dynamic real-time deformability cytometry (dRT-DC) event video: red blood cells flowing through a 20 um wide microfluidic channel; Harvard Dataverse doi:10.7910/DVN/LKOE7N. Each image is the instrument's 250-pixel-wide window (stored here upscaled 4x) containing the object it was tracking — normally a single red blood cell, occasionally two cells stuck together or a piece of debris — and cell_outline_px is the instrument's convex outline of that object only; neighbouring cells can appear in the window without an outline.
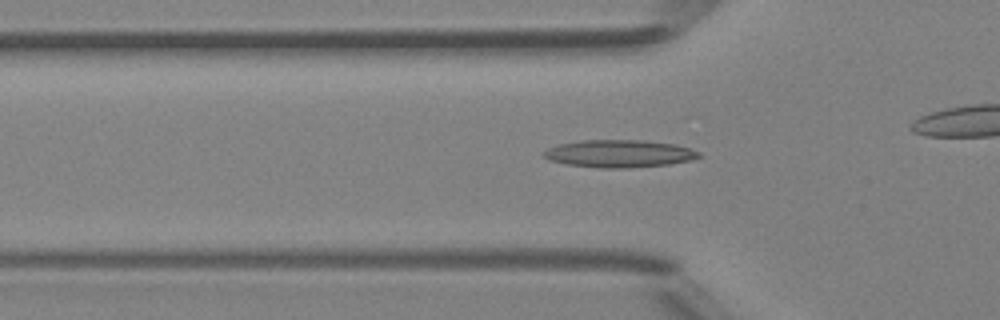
{"species": "Egyptian fruit bat (a non-hibernating species)", "species_latin": "Rousettus aegyptiacus", "temperature_condition": "room temperature", "stored_images_in_passage": 39, "camera_frame_rate_fps": 3000, "um_per_image_px": 0.085, "animal": {"sex": "female"}, "frame": {"image": 1, "passage_image": 16, "time_ms": 5.0, "image_size_px": [1000, 320], "cell_outline_px": [[704, 156], [688, 160], [668, 164], [628, 168], [600, 168], [568, 164], [548, 160], [540, 152], [548, 148], [560, 144], [580, 140], [644, 140], [676, 144], [700, 152]], "centroid_in_image_um": [52.62, 13.05], "position_along_channel_um": 73.2, "area_um2": 24.91}}
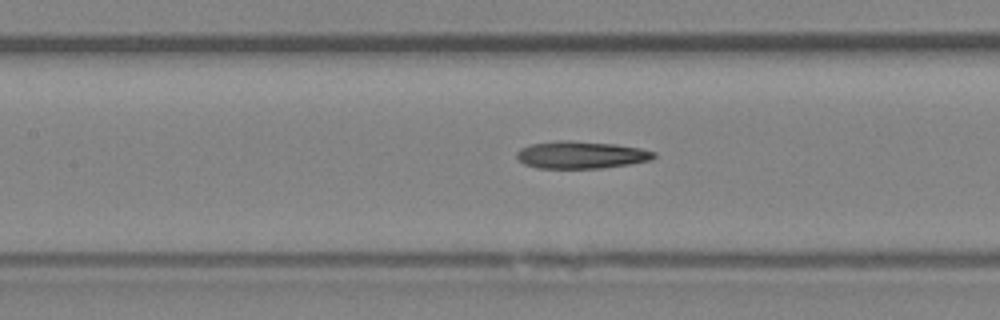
{"frame": {"image": 2, "passage_image": 22, "time_ms": 7.0, "image_size_px": [1000, 320], "cell_outline_px": [[656, 156], [652, 160], [628, 164], [600, 168], [536, 168], [524, 164], [516, 156], [516, 152], [520, 148], [528, 144], [556, 140], [568, 140], [616, 144], [640, 148], [656, 152]], "centroid_in_image_um": [49.36, 13.15], "position_along_channel_um": 158.0, "area_um2": 22.02}}
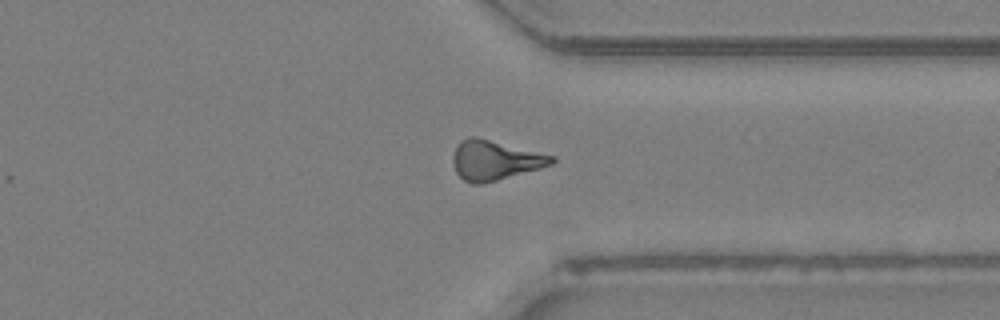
{"frame": {"image": 3, "passage_image": 37, "time_ms": 12.0, "image_size_px": [1000, 320], "cell_outline_px": [[556, 160], [552, 164], [540, 168], [496, 180], [480, 184], [472, 184], [464, 180], [456, 172], [452, 164], [452, 156], [456, 144], [460, 140], [468, 136], [476, 136], [556, 156]], "centroid_in_image_um": [42.03, 13.6], "position_along_channel_um": 369.4, "area_um2": 22.95}}